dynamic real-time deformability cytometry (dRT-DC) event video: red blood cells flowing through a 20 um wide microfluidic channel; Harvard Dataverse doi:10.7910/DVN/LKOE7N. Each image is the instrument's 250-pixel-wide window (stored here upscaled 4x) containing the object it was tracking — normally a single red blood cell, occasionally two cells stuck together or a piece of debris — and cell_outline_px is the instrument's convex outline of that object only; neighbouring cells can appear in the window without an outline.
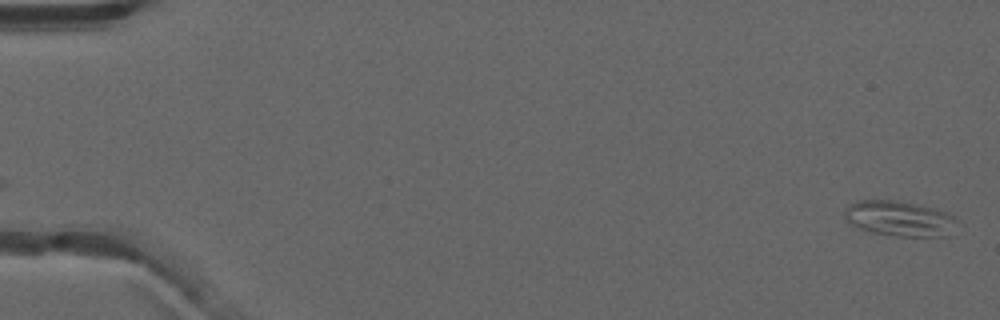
{"species": "common noctule bat (a hibernating species)", "species_latin": "Nyctalus noctula", "temperature_condition": "warm", "stored_images_in_passage": 20, "camera_frame_rate_fps": 3000, "um_per_image_px": 0.085, "animal": {"sex": "male", "forearm_length_mm": 52.5}, "frame": {"image": 1, "passage_image": 1, "time_ms": 0.0, "image_size_px": [1000, 320], "cell_outline_px": [[956, 220], [948, 236], [900, 236], [872, 232], [860, 228], [852, 224], [844, 216], [844, 212], [848, 204], [856, 200], [892, 200], [916, 204], [936, 208], [956, 216]], "centroid_in_image_um": [76.45, 18.56], "position_along_channel_um": 8.6, "area_um2": 22.95}}
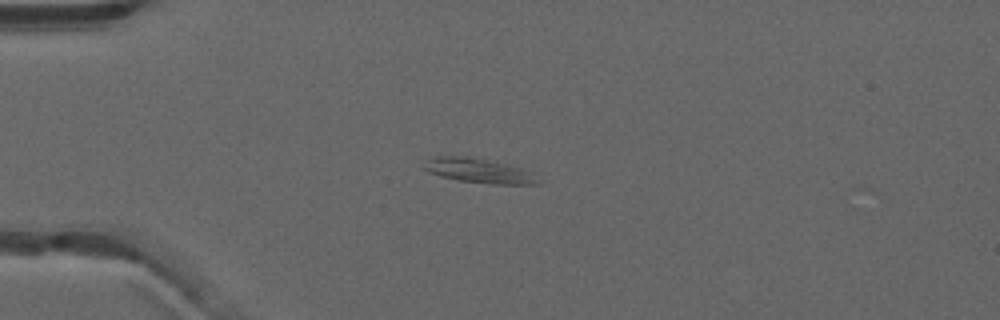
{"frame": {"image": 2, "passage_image": 14, "time_ms": 4.333, "image_size_px": [1000, 320], "cell_outline_px": [[540, 184], [492, 184], [460, 180], [440, 176], [428, 172], [424, 168], [428, 160], [436, 156], [468, 156], [520, 168], [532, 172]], "centroid_in_image_um": [40.69, 14.52], "position_along_channel_um": 44.3, "area_um2": 15.78}}
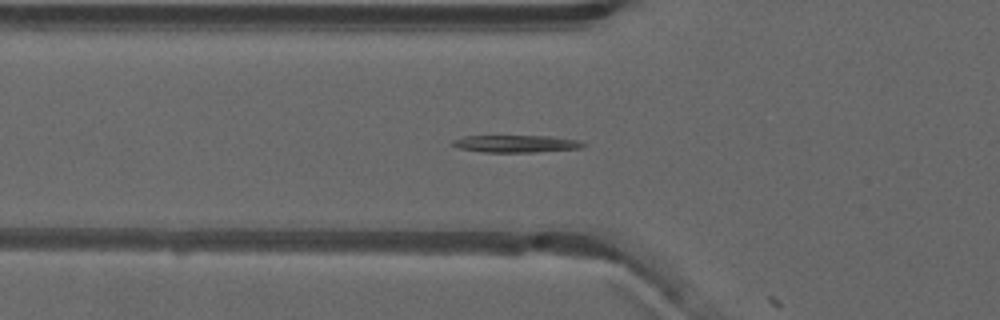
{"frame": {"image": 3, "passage_image": 19, "time_ms": 6.0, "image_size_px": [1000, 320], "cell_outline_px": [[588, 144], [580, 148], [536, 152], [484, 152], [456, 148], [448, 144], [452, 140], [464, 136], [552, 136], [580, 140]], "centroid_in_image_um": [43.84, 12.21], "position_along_channel_um": 82.0, "area_um2": 13.35}}